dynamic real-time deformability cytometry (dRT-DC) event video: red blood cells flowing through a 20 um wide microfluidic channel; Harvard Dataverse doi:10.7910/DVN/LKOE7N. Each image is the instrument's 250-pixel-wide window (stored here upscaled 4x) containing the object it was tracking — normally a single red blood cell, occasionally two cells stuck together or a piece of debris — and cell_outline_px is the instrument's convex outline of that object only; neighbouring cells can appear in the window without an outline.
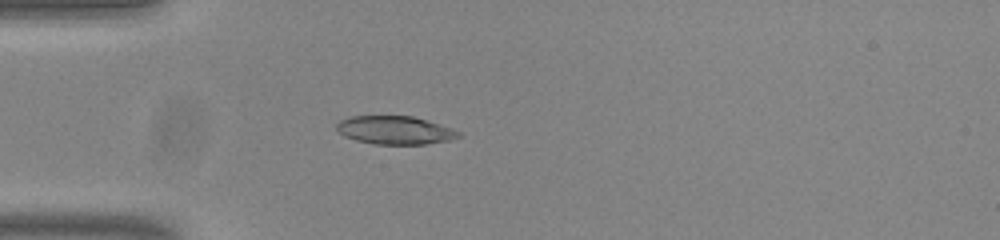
{"species": "common noctule bat (a hibernating species)", "species_latin": "Nyctalus noctula", "temperature_condition": "room temperature", "stored_images_in_passage": 39, "camera_frame_rate_fps": 3000, "um_per_image_px": 0.085, "animal": {"sex": "male", "body_mass_g": 20.0, "forearm_length_mm": 53.3}, "frame": {"image": 1, "passage_image": 1, "time_ms": 0.0, "image_size_px": [1000, 240], "cell_outline_px": [[460, 136], [448, 140], [424, 144], [372, 144], [356, 140], [344, 136], [336, 128], [336, 124], [340, 120], [352, 116], [412, 116], [428, 120], [452, 128], [460, 132]], "centroid_in_image_um": [33.56, 11.06], "position_along_channel_um": 51.4, "area_um2": 20.0}}
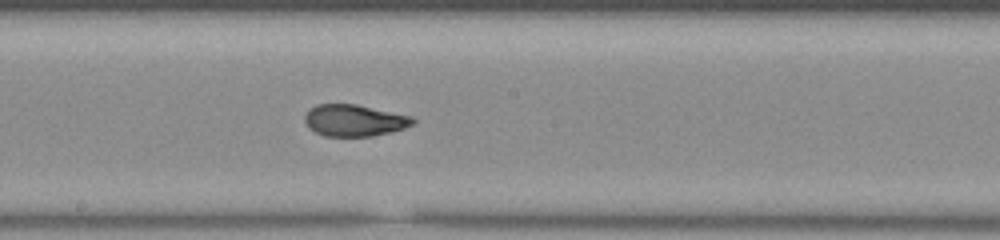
{"frame": {"image": 2, "passage_image": 15, "time_ms": 4.667, "image_size_px": [1000, 240], "cell_outline_px": [[416, 124], [392, 132], [372, 136], [324, 136], [308, 128], [304, 120], [304, 116], [308, 108], [316, 104], [356, 104], [412, 116], [416, 120]], "centroid_in_image_um": [30.12, 10.23], "position_along_channel_um": 218.1, "area_um2": 20.23}}
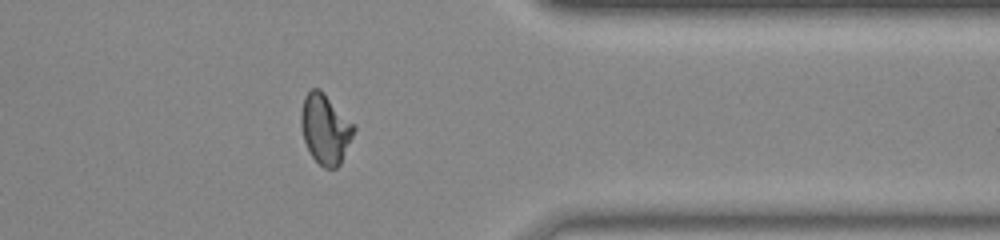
{"frame": {"image": 3, "passage_image": 29, "time_ms": 9.333, "image_size_px": [1000, 240], "cell_outline_px": [[356, 128], [340, 164], [336, 168], [324, 168], [312, 156], [304, 140], [300, 124], [300, 112], [304, 96], [312, 88], [320, 88], [356, 124]], "centroid_in_image_um": [27.65, 10.92], "position_along_channel_um": 383.7, "area_um2": 21.68}, "authors_computed_cell_mechanics": {"area_um2": 20.6346, "velocity_mm_per_s": 3.8065, "shape_relaxation_time_tau1_ms": null, "shape_relaxation_time_tau2_ms": 1.1469, "deformation_change_tau1": null, "deformation_change_tau2": 0.0586}}